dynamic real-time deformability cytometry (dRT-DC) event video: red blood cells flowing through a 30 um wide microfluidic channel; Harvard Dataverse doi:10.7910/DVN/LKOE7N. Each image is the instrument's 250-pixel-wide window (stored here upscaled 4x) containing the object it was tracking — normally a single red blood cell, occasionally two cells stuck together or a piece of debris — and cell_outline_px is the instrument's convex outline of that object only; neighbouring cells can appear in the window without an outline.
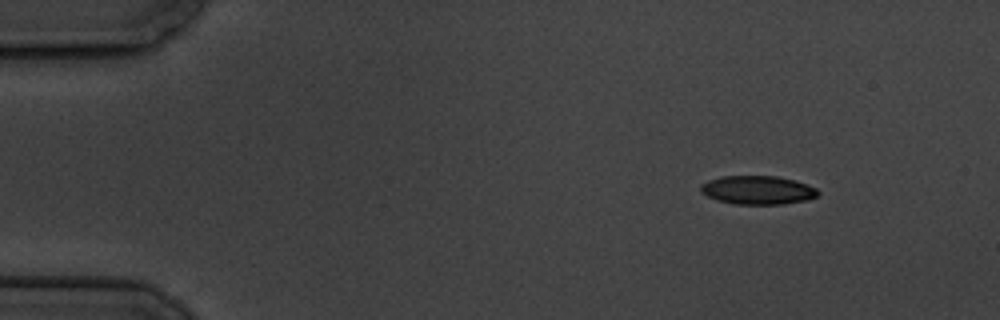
{"species": "common noctule bat (a hibernating species)", "species_latin": "Nyctalus noctula", "temperature_condition": "cold", "stored_images_in_passage": 5, "camera_frame_rate_fps": 3000, "um_per_image_px": 0.085, "animal": {"sex": "male", "body_mass_g": 19.5, "forearm_length_mm": 54.6}, "frame": {"image": 1, "passage_image": 1, "time_ms": 0.0, "image_size_px": [1000, 320], "cell_outline_px": [[820, 192], [816, 196], [804, 200], [784, 204], [736, 204], [716, 200], [700, 192], [700, 184], [708, 180], [720, 176], [776, 176], [796, 180], [808, 184], [816, 188]], "centroid_in_image_um": [64.38, 16.14], "position_along_channel_um": 20.6, "area_um2": 19.65}}